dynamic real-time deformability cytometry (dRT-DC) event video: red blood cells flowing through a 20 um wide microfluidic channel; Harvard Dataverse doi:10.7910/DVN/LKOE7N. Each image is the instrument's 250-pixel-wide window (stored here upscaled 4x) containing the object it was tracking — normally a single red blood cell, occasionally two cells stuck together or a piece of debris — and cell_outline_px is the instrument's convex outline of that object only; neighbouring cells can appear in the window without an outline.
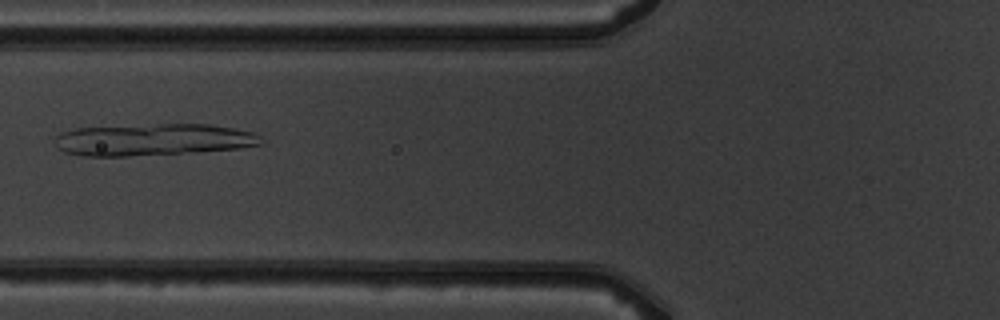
{"species": "common noctule bat (a hibernating species)", "species_latin": "Nyctalus noctula", "temperature_condition": "warm", "stored_images_in_passage": 7, "camera_frame_rate_fps": 3000, "um_per_image_px": 0.085, "animal": {"sex": "male", "body_mass_g": 19.5, "forearm_length_mm": 54.6}, "frame": {"image": 1, "passage_image": 6, "time_ms": 5.667, "image_size_px": [1000, 320], "cell_outline_px": [[264, 144], [240, 148], [196, 152], [128, 156], [84, 156], [64, 152], [56, 148], [56, 136], [60, 132], [76, 128], [160, 124], [208, 124], [232, 128], [252, 132], [260, 136]], "centroid_in_image_um": [13.02, 11.88], "position_along_channel_um": 112.8, "area_um2": 38.38}}